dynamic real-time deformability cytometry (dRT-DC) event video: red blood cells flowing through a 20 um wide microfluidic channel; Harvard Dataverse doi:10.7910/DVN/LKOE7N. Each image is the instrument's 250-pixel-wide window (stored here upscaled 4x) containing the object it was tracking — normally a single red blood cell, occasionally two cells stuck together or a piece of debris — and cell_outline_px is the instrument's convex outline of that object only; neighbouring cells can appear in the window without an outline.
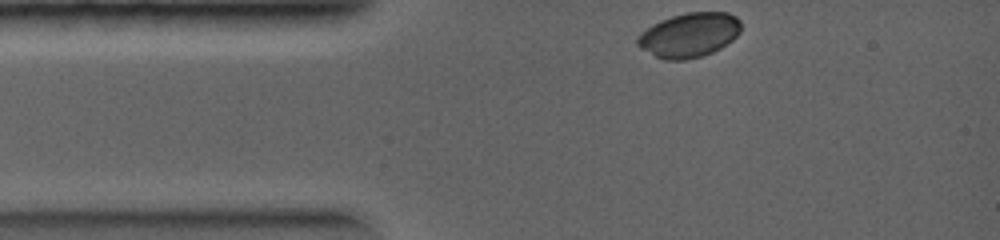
{"species": "common noctule bat (a hibernating species)", "species_latin": "Nyctalus noctula", "temperature_condition": "warm", "stored_images_in_passage": 27, "camera_frame_rate_fps": 5000, "um_per_image_px": 0.085, "animal": {"sex": "female", "body_mass_g": 19.0, "forearm_length_mm": 56.7}, "frame": {"image": 1, "passage_image": 1, "time_ms": 0.0, "image_size_px": [1000, 240], "cell_outline_px": [[740, 32], [732, 40], [720, 48], [712, 52], [700, 56], [684, 60], [664, 60], [640, 48], [636, 44], [636, 40], [640, 32], [652, 24], [660, 20], [672, 16], [688, 12], [728, 12], [736, 16], [740, 20]], "centroid_in_image_um": [58.56, 2.97], "position_along_channel_um": 26.4, "area_um2": 26.82}}
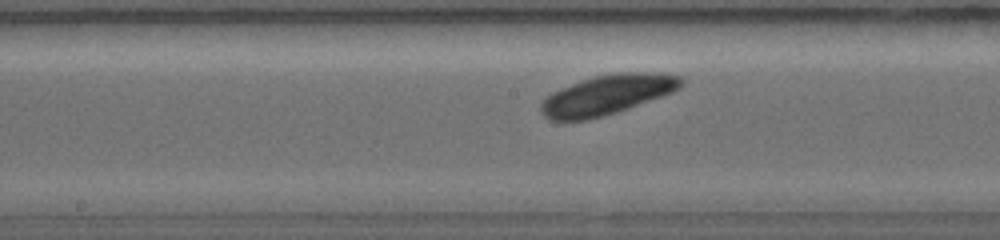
{"frame": {"image": 2, "passage_image": 17, "time_ms": 3.2, "image_size_px": [1000, 240], "cell_outline_px": [[684, 80], [672, 92], [628, 108], [616, 112], [588, 120], [548, 120], [540, 112], [540, 104], [548, 96], [572, 84], [592, 76], [620, 72], [644, 72], [680, 76]], "centroid_in_image_um": [51.57, 8.07], "position_along_channel_um": 196.6, "area_um2": 31.73}}
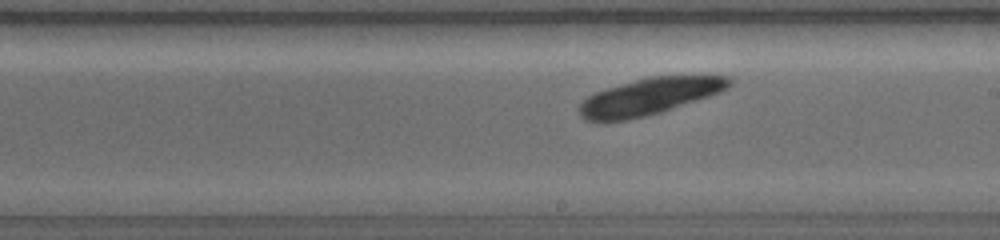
{"frame": {"image": 3, "passage_image": 20, "time_ms": 3.8, "image_size_px": [1000, 240], "cell_outline_px": [[732, 84], [728, 88], [720, 92], [660, 112], [628, 120], [604, 124], [596, 124], [584, 120], [580, 116], [580, 104], [588, 96], [596, 92], [608, 88], [648, 76], [728, 76], [732, 80]], "centroid_in_image_um": [55.13, 8.24], "position_along_channel_um": 233.9, "area_um2": 32.14}}